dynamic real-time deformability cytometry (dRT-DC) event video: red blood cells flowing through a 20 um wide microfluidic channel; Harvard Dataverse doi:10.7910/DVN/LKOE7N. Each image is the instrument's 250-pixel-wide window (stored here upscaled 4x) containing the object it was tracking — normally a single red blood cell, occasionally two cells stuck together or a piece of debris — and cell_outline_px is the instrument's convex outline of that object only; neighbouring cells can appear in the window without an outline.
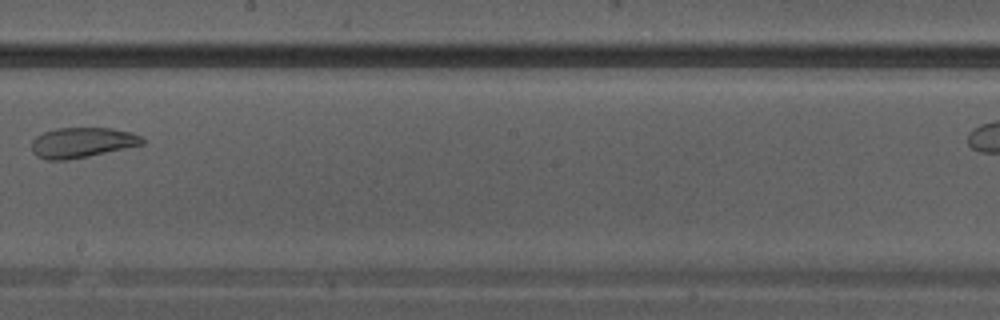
{"species": "Egyptian fruit bat (a non-hibernating species)", "species_latin": "Rousettus aegyptiacus", "temperature_condition": "warm", "stored_images_in_passage": 16, "camera_frame_rate_fps": 3000, "um_per_image_px": 0.085, "animal": {"sex": "male"}, "frame": {"image": 1, "passage_image": 11, "time_ms": 3.333, "image_size_px": [1000, 320], "cell_outline_px": [[144, 144], [88, 156], [64, 160], [44, 160], [36, 156], [32, 152], [32, 140], [36, 136], [44, 132], [56, 128], [112, 128], [132, 132], [140, 136], [144, 140]], "centroid_in_image_um": [6.95, 12.11], "position_along_channel_um": 241.3, "area_um2": 19.48}}